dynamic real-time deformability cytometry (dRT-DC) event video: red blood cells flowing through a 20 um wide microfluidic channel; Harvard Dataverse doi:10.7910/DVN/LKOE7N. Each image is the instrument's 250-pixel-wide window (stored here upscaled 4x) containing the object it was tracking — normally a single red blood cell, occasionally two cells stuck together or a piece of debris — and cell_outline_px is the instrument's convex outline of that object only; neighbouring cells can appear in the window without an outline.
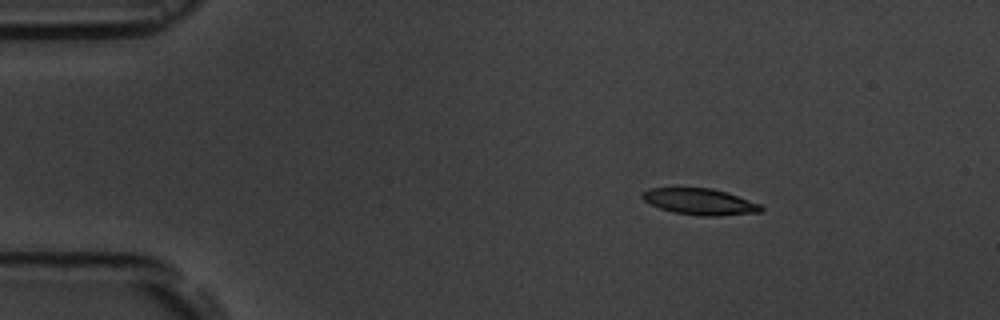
{"species": "common noctule bat (a hibernating species)", "species_latin": "Nyctalus noctula", "temperature_condition": "room temperature", "stored_images_in_passage": 4, "camera_frame_rate_fps": 3000, "um_per_image_px": 0.085, "animal": {"sex": "male", "body_mass_g": 19.5, "forearm_length_mm": 54.6}, "frame": {"image": 1, "passage_image": 1, "time_ms": 0.0, "image_size_px": [1000, 320], "cell_outline_px": [[764, 208], [760, 212], [720, 216], [700, 216], [672, 212], [660, 208], [644, 200], [640, 196], [648, 188], [712, 188], [728, 192], [760, 204]], "centroid_in_image_um": [59.51, 17.14], "position_along_channel_um": 25.5, "area_um2": 18.21}}
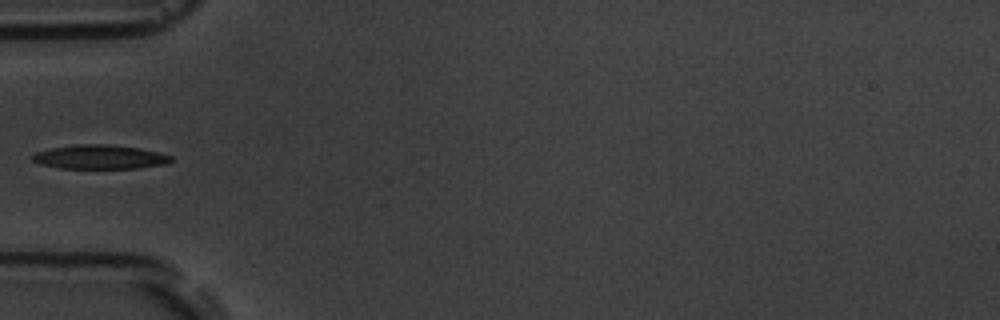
{"frame": {"image": 2, "passage_image": 4, "time_ms": 3.333, "image_size_px": [1000, 320], "cell_outline_px": [[172, 160], [168, 164], [140, 168], [60, 168], [40, 164], [32, 160], [32, 156], [36, 152], [52, 148], [76, 144], [108, 144], [140, 148], [172, 156]], "centroid_in_image_um": [8.5, 13.34], "position_along_channel_um": 76.5, "area_um2": 19.42}}